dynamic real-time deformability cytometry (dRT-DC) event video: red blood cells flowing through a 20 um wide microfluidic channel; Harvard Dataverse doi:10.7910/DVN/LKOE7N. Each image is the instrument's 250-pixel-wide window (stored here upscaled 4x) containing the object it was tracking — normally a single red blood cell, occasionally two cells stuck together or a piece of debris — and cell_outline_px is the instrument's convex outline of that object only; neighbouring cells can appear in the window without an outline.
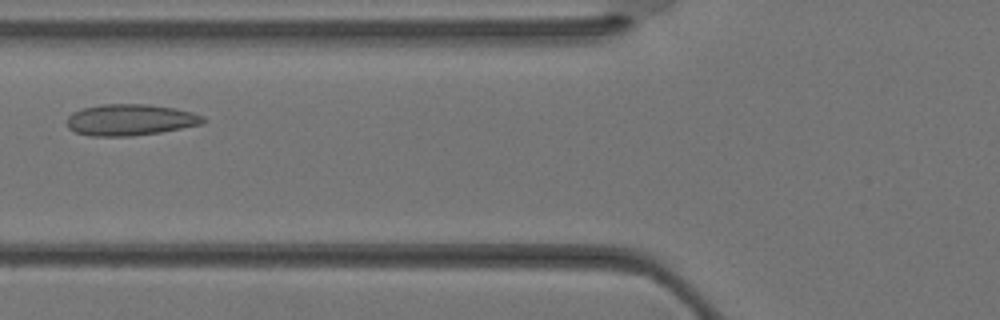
{"species": "Egyptian fruit bat (a non-hibernating species)", "species_latin": "Rousettus aegyptiacus", "temperature_condition": "warm", "stored_images_in_passage": 28, "camera_frame_rate_fps": 3000, "um_per_image_px": 0.085, "animal": {"sex": "female"}, "frame": {"image": 1, "passage_image": 8, "time_ms": 2.333, "image_size_px": [1000, 320], "cell_outline_px": [[208, 120], [204, 124], [160, 132], [132, 136], [92, 136], [76, 132], [68, 128], [68, 116], [72, 112], [84, 108], [104, 104], [148, 104], [176, 108], [192, 112], [204, 116]], "centroid_in_image_um": [11.13, 10.18], "position_along_channel_um": 114.7, "area_um2": 24.97}}
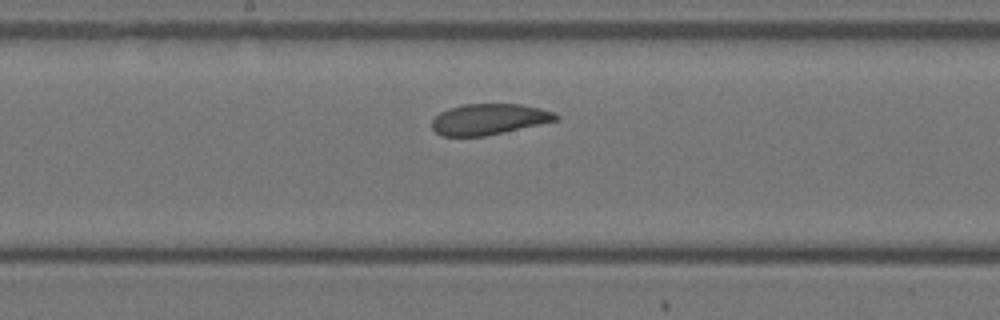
{"frame": {"image": 2, "passage_image": 13, "time_ms": 4.0, "image_size_px": [1000, 320], "cell_outline_px": [[560, 120], [504, 132], [484, 136], [440, 136], [432, 128], [432, 120], [440, 112], [448, 108], [460, 104], [520, 104], [540, 108], [552, 112], [560, 116]], "centroid_in_image_um": [41.56, 10.13], "position_along_channel_um": 206.6, "area_um2": 22.43}}
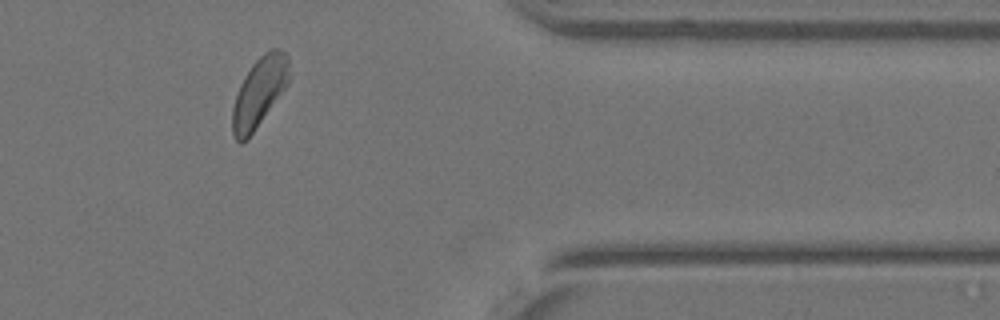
{"frame": {"image": 3, "passage_image": 24, "time_ms": 7.667, "image_size_px": [1000, 320], "cell_outline_px": [[292, 72], [288, 84], [248, 140], [240, 144], [236, 140], [232, 132], [232, 108], [240, 84], [244, 76], [252, 64], [264, 52], [272, 48], [276, 48], [284, 52], [288, 56]], "centroid_in_image_um": [22.06, 7.83], "position_along_channel_um": 389.3, "area_um2": 23.35}}